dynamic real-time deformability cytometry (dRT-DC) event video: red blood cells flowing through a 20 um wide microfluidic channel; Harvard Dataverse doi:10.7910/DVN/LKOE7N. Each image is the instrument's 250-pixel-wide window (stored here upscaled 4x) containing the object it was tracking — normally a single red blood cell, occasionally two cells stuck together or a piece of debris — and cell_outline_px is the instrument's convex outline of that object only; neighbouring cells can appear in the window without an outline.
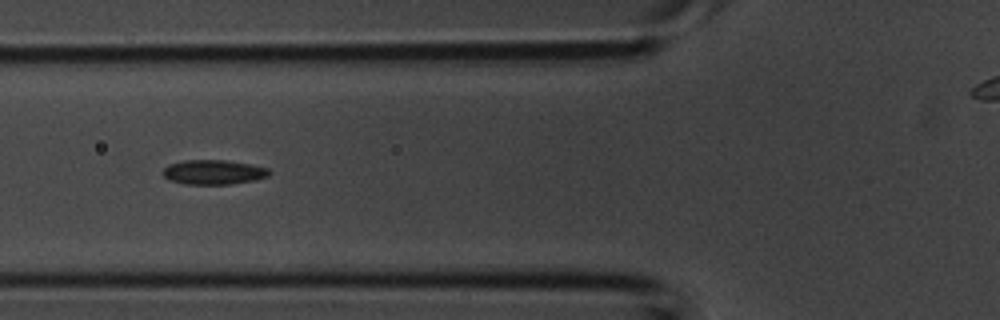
{"species": "common noctule bat (a hibernating species)", "species_latin": "Nyctalus noctula", "temperature_condition": "room temperature", "stored_images_in_passage": 5, "camera_frame_rate_fps": 3000, "um_per_image_px": 0.085, "animal": {"sex": "male", "body_mass_g": 20.1, "forearm_length_mm": 53.5}, "frame": {"image": 1, "passage_image": 5, "time_ms": 1.333, "image_size_px": [1000, 320], "cell_outline_px": [[272, 172], [268, 176], [252, 180], [232, 184], [184, 184], [172, 180], [164, 176], [160, 172], [168, 164], [184, 160], [224, 160], [252, 164], [268, 168]], "centroid_in_image_um": [18.14, 14.62], "position_along_channel_um": 107.7, "area_um2": 15.26}}